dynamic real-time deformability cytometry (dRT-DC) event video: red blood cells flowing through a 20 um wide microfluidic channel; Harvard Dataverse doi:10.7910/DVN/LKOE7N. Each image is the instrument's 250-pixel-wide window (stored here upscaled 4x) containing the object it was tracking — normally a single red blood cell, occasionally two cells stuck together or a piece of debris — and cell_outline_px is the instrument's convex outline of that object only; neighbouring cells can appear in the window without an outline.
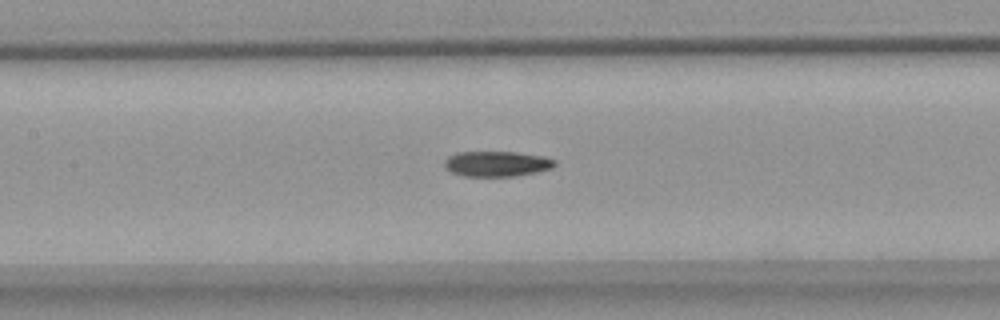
{"species": "common noctule bat (a hibernating species)", "species_latin": "Nyctalus noctula", "temperature_condition": "warm", "stored_images_in_passage": 56, "camera_frame_rate_fps": 3000, "um_per_image_px": 0.085, "animal": {"sex": "female", "body_mass_g": 18.4}, "frame": {"image": 1, "passage_image": 26, "time_ms": 8.333, "image_size_px": [1000, 320], "cell_outline_px": [[556, 164], [552, 168], [536, 172], [516, 176], [464, 176], [452, 172], [444, 164], [444, 160], [448, 156], [456, 152], [516, 152], [540, 156], [556, 160]], "centroid_in_image_um": [42.22, 13.92], "position_along_channel_um": 165.2, "area_um2": 16.18}}
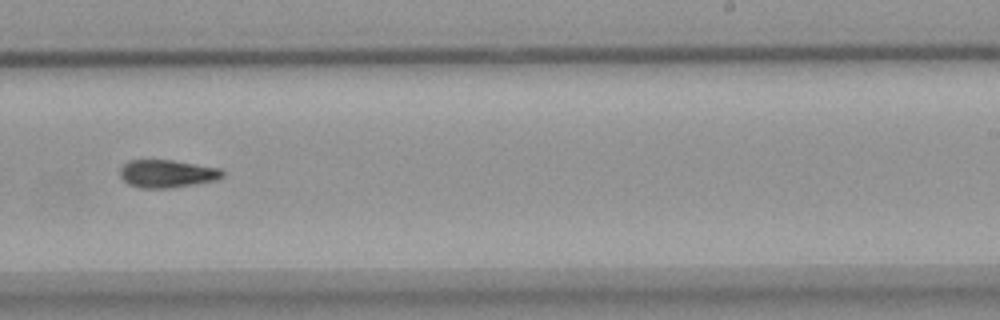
{"frame": {"image": 2, "passage_image": 35, "time_ms": 11.333, "image_size_px": [1000, 320], "cell_outline_px": [[224, 176], [216, 180], [172, 188], [140, 188], [128, 184], [120, 176], [120, 168], [128, 160], [172, 160], [220, 168], [224, 172]], "centroid_in_image_um": [14.19, 14.76], "position_along_channel_um": 274.8, "area_um2": 16.65}}
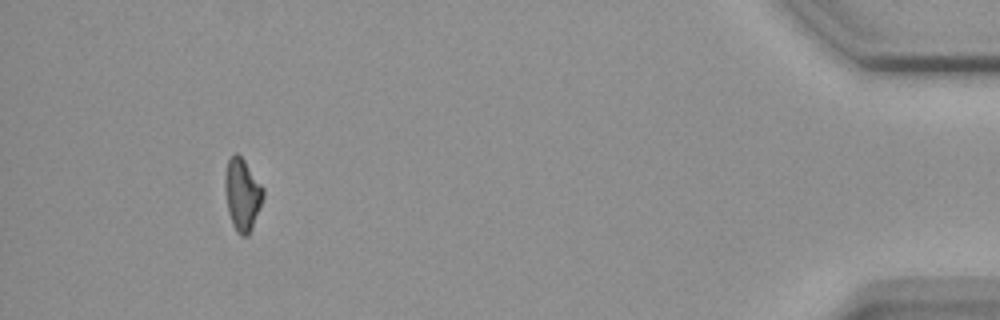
{"frame": {"image": 3, "passage_image": 52, "time_ms": 17.0, "image_size_px": [1000, 320], "cell_outline_px": [[264, 196], [252, 228], [248, 236], [240, 236], [236, 232], [232, 224], [228, 212], [224, 188], [224, 176], [228, 160], [236, 152], [244, 160], [264, 188]], "centroid_in_image_um": [20.58, 16.55], "position_along_channel_um": 414.6, "area_um2": 16.13}, "authors_computed_cell_mechanics": {"area_um2": 16.1551, "velocity_mm_per_s": 3.6791, "shape_relaxation_time_tau1_ms": 6.3429, "shape_relaxation_time_tau2_ms": null, "deformation_change_tau1": 0.1644, "deformation_change_tau2": null}}